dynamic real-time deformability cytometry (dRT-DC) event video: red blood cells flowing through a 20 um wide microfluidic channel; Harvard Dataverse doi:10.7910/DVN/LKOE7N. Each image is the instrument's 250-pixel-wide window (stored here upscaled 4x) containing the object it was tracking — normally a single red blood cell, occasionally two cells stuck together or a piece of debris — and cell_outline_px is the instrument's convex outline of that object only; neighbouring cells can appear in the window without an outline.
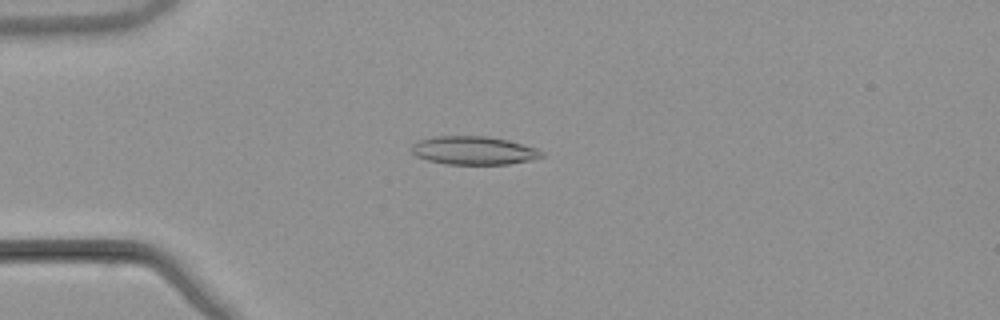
{"species": "common noctule bat (a hibernating species)", "species_latin": "Nyctalus noctula", "temperature_condition": "warm", "stored_images_in_passage": 40, "camera_frame_rate_fps": 3000, "um_per_image_px": 0.085, "animal": {"sex": "male", "body_mass_g": 21.5, "forearm_length_mm": 52.0}, "frame": {"image": 1, "passage_image": 8, "time_ms": 2.333, "image_size_px": [1000, 320], "cell_outline_px": [[544, 156], [532, 160], [508, 164], [448, 164], [428, 160], [416, 156], [412, 152], [412, 144], [420, 140], [436, 136], [488, 136], [508, 140], [536, 148], [544, 152]], "centroid_in_image_um": [40.29, 12.79], "position_along_channel_um": 44.7, "area_um2": 21.44}}
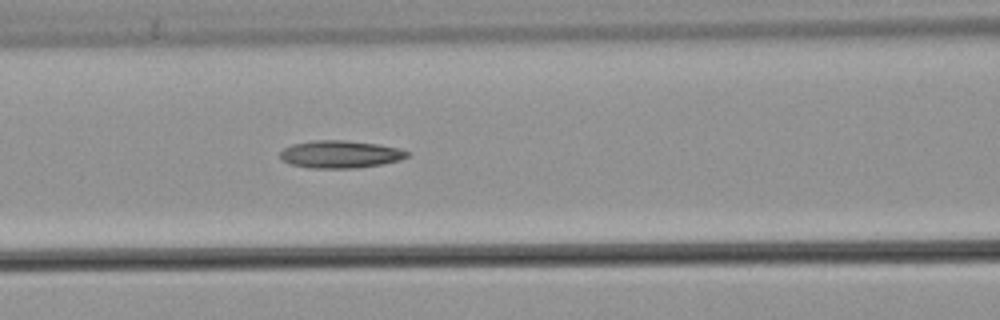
{"frame": {"image": 2, "passage_image": 17, "time_ms": 5.333, "image_size_px": [1000, 320], "cell_outline_px": [[408, 156], [400, 160], [380, 164], [356, 168], [308, 168], [288, 164], [280, 156], [280, 152], [284, 148], [292, 144], [312, 140], [348, 140], [376, 144], [396, 148], [408, 152]], "centroid_in_image_um": [28.86, 13.11], "position_along_channel_um": 137.7, "area_um2": 20.29}}
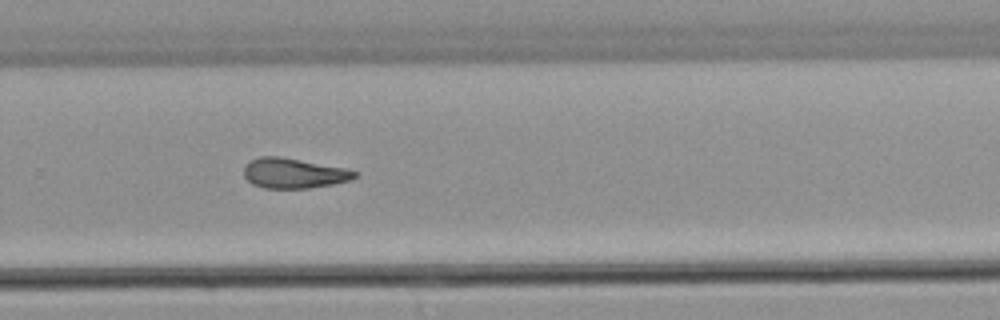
{"frame": {"image": 3, "passage_image": 30, "time_ms": 9.667, "image_size_px": [1000, 320], "cell_outline_px": [[360, 172], [352, 180], [332, 184], [308, 188], [264, 188], [252, 184], [244, 176], [244, 164], [248, 160], [260, 156], [280, 156], [344, 168]], "centroid_in_image_um": [24.94, 14.71], "position_along_channel_um": 304.9, "area_um2": 19.54}, "authors_computed_cell_mechanics": {"area_um2": 20.23, "velocity_mm_per_s": 3.8746, "shape_relaxation_time_tau1_ms": null, "shape_relaxation_time_tau2_ms": 5.354, "deformation_change_tau1": null, "deformation_change_tau2": 0.1583}}